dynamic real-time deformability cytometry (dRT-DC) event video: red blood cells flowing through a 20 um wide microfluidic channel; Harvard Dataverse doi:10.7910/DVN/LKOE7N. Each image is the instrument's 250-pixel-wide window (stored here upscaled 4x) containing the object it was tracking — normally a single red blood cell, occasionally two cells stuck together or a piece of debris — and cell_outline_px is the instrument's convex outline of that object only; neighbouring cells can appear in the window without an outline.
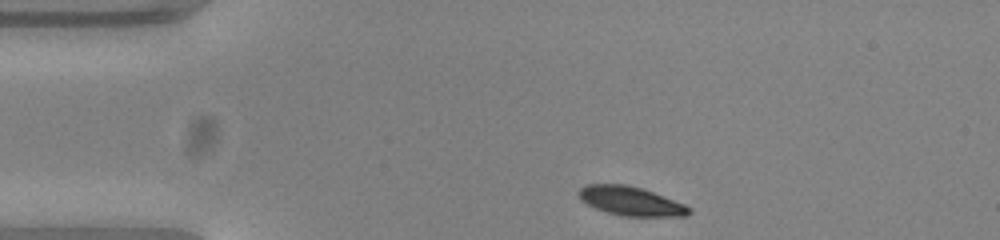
{"species": "common noctule bat (a hibernating species)", "species_latin": "Nyctalus noctula", "temperature_condition": "warm", "stored_images_in_passage": 35, "camera_frame_rate_fps": 3000, "um_per_image_px": 0.085, "animal": {"sex": "female", "body_mass_g": 23.0, "forearm_length_mm": 53.4}, "frame": {"image": 1, "passage_image": 1, "time_ms": 0.0, "image_size_px": [1000, 240], "cell_outline_px": [[692, 212], [688, 216], [620, 216], [596, 208], [580, 200], [576, 196], [576, 192], [580, 188], [588, 184], [628, 184], [652, 192], [684, 204], [692, 208]], "centroid_in_image_um": [53.59, 17.09], "position_along_channel_um": 31.4, "area_um2": 18.67}}
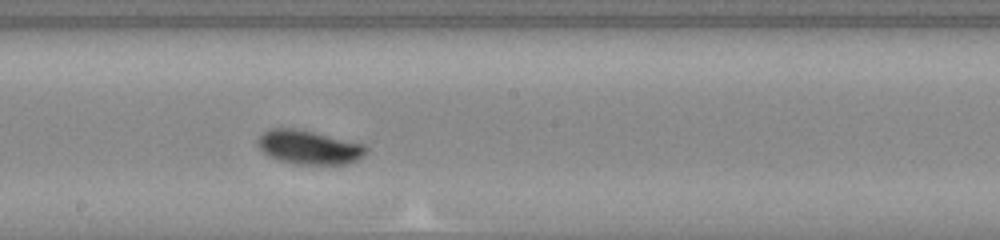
{"frame": {"image": 2, "passage_image": 20, "time_ms": 6.333, "image_size_px": [1000, 240], "cell_outline_px": [[368, 152], [364, 156], [348, 164], [292, 164], [268, 156], [256, 144], [256, 140], [268, 128], [292, 128], [312, 132], [364, 144], [368, 148]], "centroid_in_image_um": [26.25, 12.53], "position_along_channel_um": 221.9, "area_um2": 21.39}}
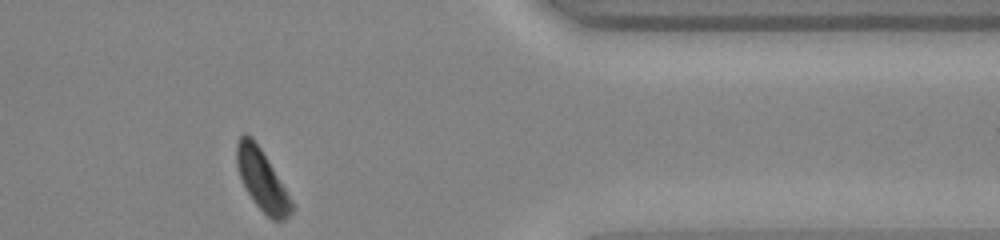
{"frame": {"image": 3, "passage_image": 35, "time_ms": 11.333, "image_size_px": [1000, 240], "cell_outline_px": [[292, 212], [284, 220], [272, 220], [252, 200], [240, 176], [236, 164], [236, 144], [240, 136], [244, 132], [248, 132], [252, 136], [260, 148], [284, 188], [292, 204]], "centroid_in_image_um": [22.22, 15.25], "position_along_channel_um": 389.2, "area_um2": 18.84}, "authors_computed_cell_mechanics": {"area_um2": 20.519, "velocity_mm_per_s": 3.7929, "shape_relaxation_time_tau1_ms": 2.032, "shape_relaxation_time_tau2_ms": null, "deformation_change_tau1": 0.1079, "deformation_change_tau2": null}}